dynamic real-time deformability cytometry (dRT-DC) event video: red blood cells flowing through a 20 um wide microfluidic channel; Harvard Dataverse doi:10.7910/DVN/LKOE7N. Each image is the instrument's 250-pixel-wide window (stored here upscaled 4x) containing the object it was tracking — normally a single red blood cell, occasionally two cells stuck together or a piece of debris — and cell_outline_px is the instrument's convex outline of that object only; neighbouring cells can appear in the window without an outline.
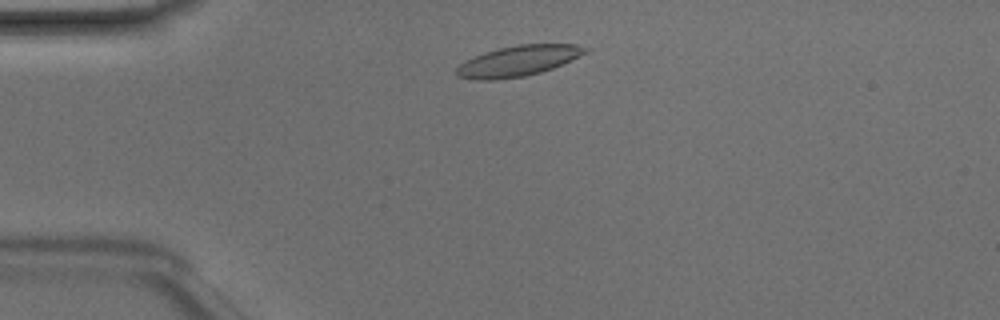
{"species": "Egyptian fruit bat (a non-hibernating species)", "species_latin": "Rousettus aegyptiacus", "temperature_condition": "room temperature", "stored_images_in_passage": 42, "camera_frame_rate_fps": 3000, "um_per_image_px": 0.085, "animal": {"sex": "male"}, "frame": {"image": 1, "passage_image": 5, "time_ms": 1.333, "image_size_px": [1000, 320], "cell_outline_px": [[588, 52], [552, 68], [540, 72], [524, 76], [492, 80], [476, 80], [456, 76], [456, 68], [464, 60], [472, 56], [484, 52], [500, 48], [520, 44], [576, 44], [588, 48]], "centroid_in_image_um": [44.0, 5.17], "position_along_channel_um": 41.0, "area_um2": 22.83}}
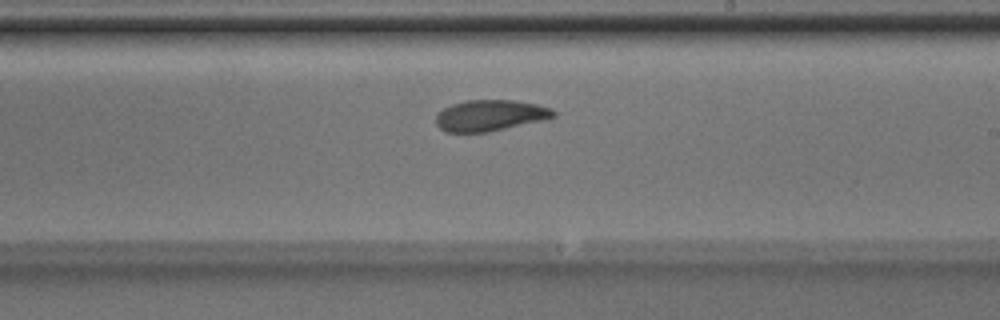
{"frame": {"image": 2, "passage_image": 22, "time_ms": 7.0, "image_size_px": [1000, 320], "cell_outline_px": [[556, 116], [540, 120], [488, 132], [444, 132], [436, 124], [436, 112], [452, 104], [464, 100], [516, 100], [536, 104], [552, 108], [556, 112]], "centroid_in_image_um": [41.62, 9.8], "position_along_channel_um": 247.4, "area_um2": 21.27}}
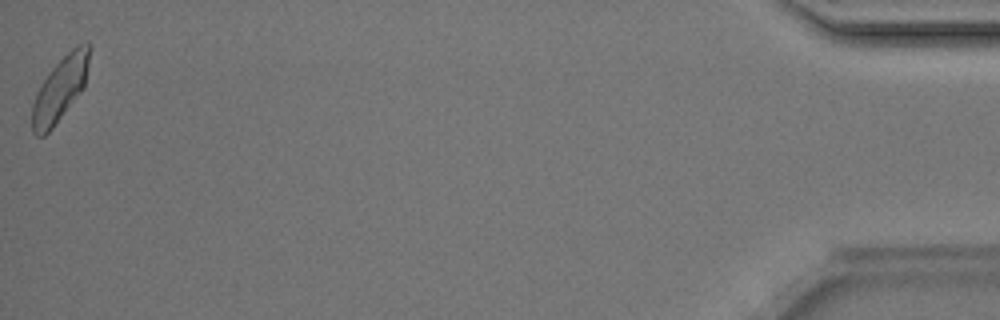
{"frame": {"image": 3, "passage_image": 42, "time_ms": 13.667, "image_size_px": [1000, 320], "cell_outline_px": [[88, 64], [84, 88], [52, 128], [44, 136], [36, 136], [32, 132], [32, 104], [36, 92], [52, 68], [72, 48], [88, 40]], "centroid_in_image_um": [5.08, 7.6], "position_along_channel_um": 430.1, "area_um2": 20.98}, "authors_computed_cell_mechanics": {"area_um2": 21.8773, "velocity_mm_per_s": 4.1592, "shape_relaxation_time_tau1_ms": 2.8331, "shape_relaxation_time_tau2_ms": 3.6358, "deformation_change_tau1": 0.1074, "deformation_change_tau2": 0.0966}}